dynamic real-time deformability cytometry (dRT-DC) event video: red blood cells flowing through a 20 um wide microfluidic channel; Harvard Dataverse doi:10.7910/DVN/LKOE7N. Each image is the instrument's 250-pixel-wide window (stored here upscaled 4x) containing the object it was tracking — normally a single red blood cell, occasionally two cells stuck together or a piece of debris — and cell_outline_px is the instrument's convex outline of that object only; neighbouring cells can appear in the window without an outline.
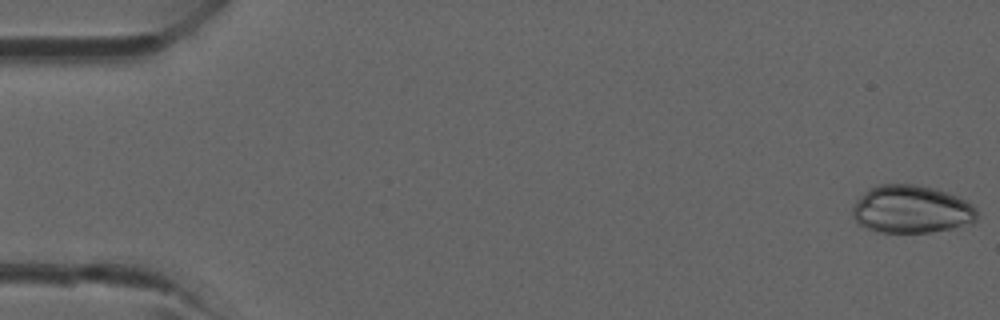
{"species": "common noctule bat (a hibernating species)", "species_latin": "Nyctalus noctula", "temperature_condition": "room temperature", "stored_images_in_passage": 3, "camera_frame_rate_fps": 3000, "um_per_image_px": 0.085, "animal": {"sex": "male", "forearm_length_mm": 52.5}, "frame": {"image": 1, "passage_image": 3, "time_ms": 2.667, "image_size_px": [1000, 320], "cell_outline_px": [[976, 220], [972, 224], [932, 232], [884, 232], [868, 228], [856, 224], [852, 216], [852, 208], [856, 200], [868, 188], [876, 184], [912, 184], [932, 188], [948, 192], [964, 200], [976, 208]], "centroid_in_image_um": [77.43, 17.79], "position_along_channel_um": 7.6, "area_um2": 34.8}}